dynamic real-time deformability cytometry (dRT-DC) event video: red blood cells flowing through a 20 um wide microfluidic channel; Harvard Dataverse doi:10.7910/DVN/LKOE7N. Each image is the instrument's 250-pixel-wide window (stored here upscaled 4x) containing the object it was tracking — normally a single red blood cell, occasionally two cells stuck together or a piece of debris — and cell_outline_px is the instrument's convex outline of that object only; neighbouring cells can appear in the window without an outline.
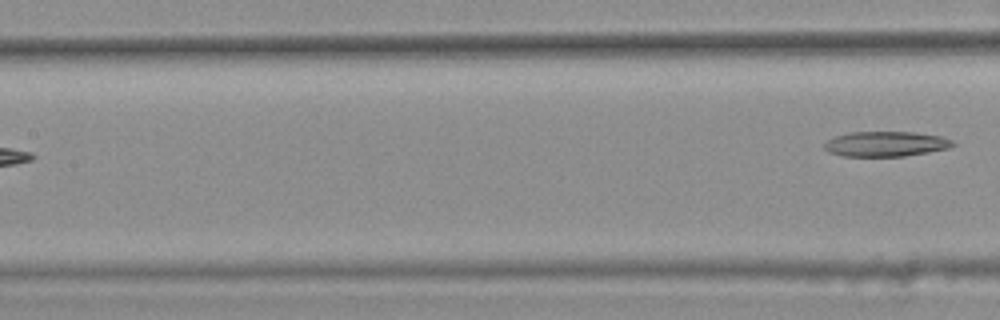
{"species": "common noctule bat (a hibernating species)", "species_latin": "Nyctalus noctula", "temperature_condition": "warm", "stored_images_in_passage": 9, "segment_of_instrument_passage": [2, 2], "camera_frame_rate_fps": 3000, "um_per_image_px": 0.085, "animal": {"sex": "female", "body_mass_g": 25.1}, "frame": {"image": 1, "passage_image": 9, "time_ms": 2.667, "image_size_px": [1000, 320], "cell_outline_px": [[956, 144], [952, 148], [904, 156], [844, 156], [828, 152], [824, 148], [824, 144], [828, 140], [836, 136], [848, 132], [912, 132], [940, 136], [952, 140]], "centroid_in_image_um": [75.31, 12.24], "position_along_channel_um": 132.1, "area_um2": 18.79}}